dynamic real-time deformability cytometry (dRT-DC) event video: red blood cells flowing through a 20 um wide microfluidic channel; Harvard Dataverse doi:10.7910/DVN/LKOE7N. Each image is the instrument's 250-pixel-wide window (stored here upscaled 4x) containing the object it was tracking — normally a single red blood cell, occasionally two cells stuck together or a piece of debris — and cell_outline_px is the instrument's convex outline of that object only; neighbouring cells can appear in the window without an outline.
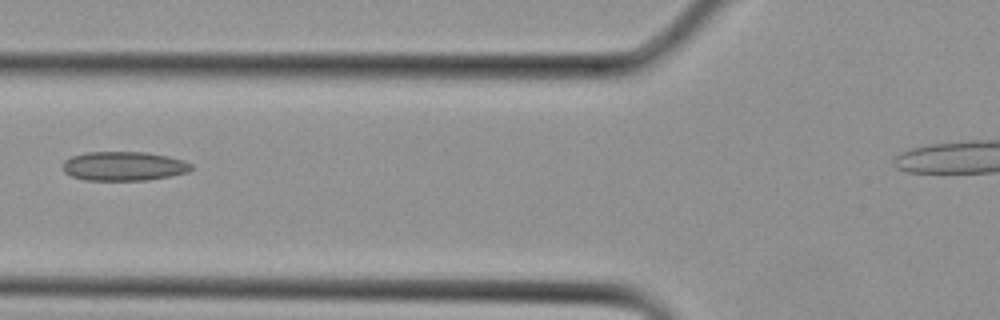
{"species": "Egyptian fruit bat (a non-hibernating species)", "species_latin": "Rousettus aegyptiacus", "temperature_condition": "cold", "stored_images_in_passage": 9, "camera_frame_rate_fps": 3000, "um_per_image_px": 0.085, "animal": {"sex": "female"}, "frame": {"image": 1, "passage_image": 6, "time_ms": 1.667, "image_size_px": [1000, 320], "cell_outline_px": [[192, 168], [188, 172], [148, 180], [84, 180], [72, 176], [64, 172], [64, 160], [72, 156], [88, 152], [144, 152], [168, 156], [184, 160], [192, 164]], "centroid_in_image_um": [10.53, 14.12], "position_along_channel_um": 115.3, "area_um2": 21.73}}
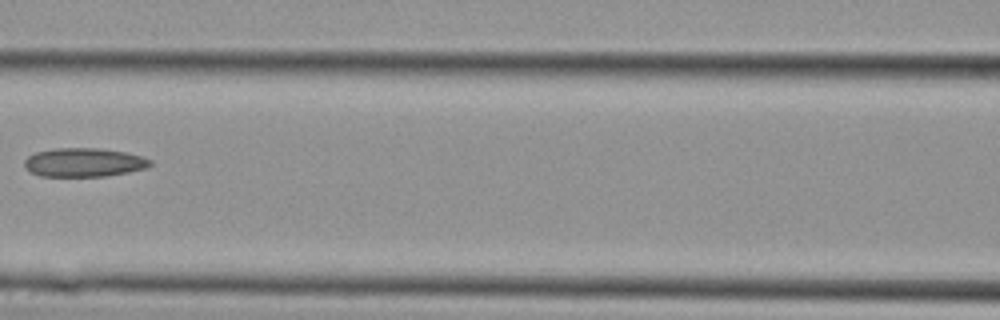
{"frame": {"image": 2, "passage_image": 8, "time_ms": 2.333, "image_size_px": [1000, 320], "cell_outline_px": [[152, 164], [148, 168], [128, 172], [104, 176], [40, 176], [32, 172], [24, 164], [24, 160], [28, 156], [36, 152], [56, 148], [100, 148], [128, 152], [144, 156], [152, 160]], "centroid_in_image_um": [7.2, 13.79], "position_along_channel_um": 159.4, "area_um2": 21.21}}